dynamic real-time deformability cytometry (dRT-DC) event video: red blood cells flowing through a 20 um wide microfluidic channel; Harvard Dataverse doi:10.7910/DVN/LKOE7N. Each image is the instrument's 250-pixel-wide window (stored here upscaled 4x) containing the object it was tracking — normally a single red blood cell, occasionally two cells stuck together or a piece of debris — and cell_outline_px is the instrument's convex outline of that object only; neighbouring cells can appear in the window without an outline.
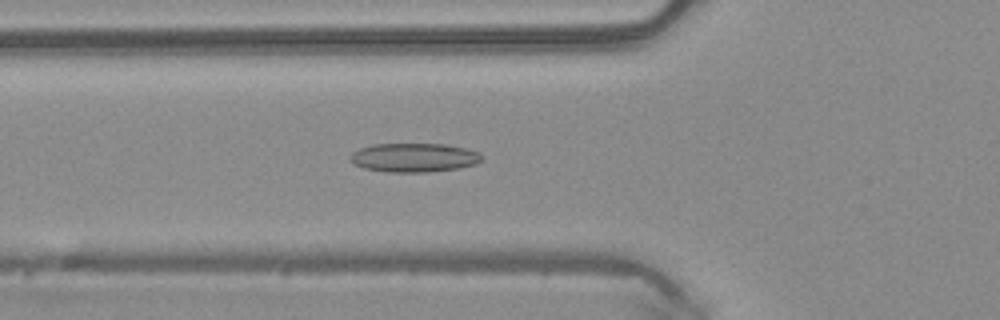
{"species": "common noctule bat (a hibernating species)", "species_latin": "Nyctalus noctula", "temperature_condition": "warm", "stored_images_in_passage": 49, "camera_frame_rate_fps": 3000, "um_per_image_px": 0.085, "animal": {"sex": "male", "body_mass_g": 20.4}, "frame": {"image": 1, "passage_image": 18, "time_ms": 5.667, "image_size_px": [1000, 320], "cell_outline_px": [[484, 156], [476, 164], [460, 168], [428, 172], [388, 172], [364, 168], [352, 164], [348, 160], [348, 156], [352, 152], [360, 148], [372, 144], [444, 144], [464, 148], [480, 152]], "centroid_in_image_um": [35.16, 13.4], "position_along_channel_um": 90.6, "area_um2": 22.43}}
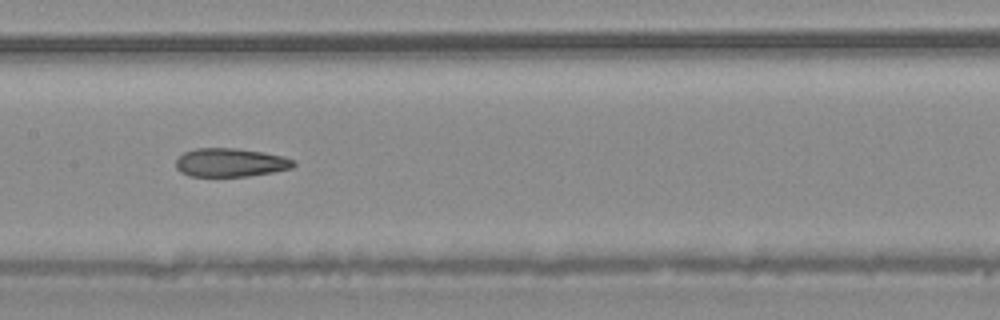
{"frame": {"image": 2, "passage_image": 25, "time_ms": 8.0, "image_size_px": [1000, 320], "cell_outline_px": [[296, 164], [292, 168], [272, 172], [248, 176], [188, 176], [180, 172], [176, 168], [176, 160], [184, 152], [196, 148], [236, 148], [264, 152], [284, 156], [292, 160]], "centroid_in_image_um": [19.58, 13.81], "position_along_channel_um": 187.8, "area_um2": 19.59}}
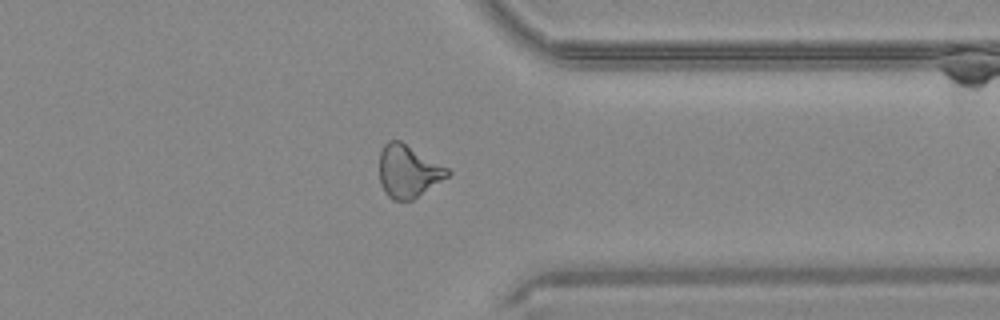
{"frame": {"image": 3, "passage_image": 39, "time_ms": 12.667, "image_size_px": [1000, 320], "cell_outline_px": [[452, 172], [448, 176], [412, 200], [392, 200], [384, 192], [380, 184], [380, 152], [384, 144], [388, 140], [400, 140], [448, 168]], "centroid_in_image_um": [34.68, 14.55], "position_along_channel_um": 376.7, "area_um2": 20.75}, "authors_computed_cell_mechanics": {"area_um2": 21.2126, "velocity_mm_per_s": 4.1376, "shape_relaxation_time_tau1_ms": null, "shape_relaxation_time_tau2_ms": 3.9882, "deformation_change_tau1": null, "deformation_change_tau2": 0.135}}